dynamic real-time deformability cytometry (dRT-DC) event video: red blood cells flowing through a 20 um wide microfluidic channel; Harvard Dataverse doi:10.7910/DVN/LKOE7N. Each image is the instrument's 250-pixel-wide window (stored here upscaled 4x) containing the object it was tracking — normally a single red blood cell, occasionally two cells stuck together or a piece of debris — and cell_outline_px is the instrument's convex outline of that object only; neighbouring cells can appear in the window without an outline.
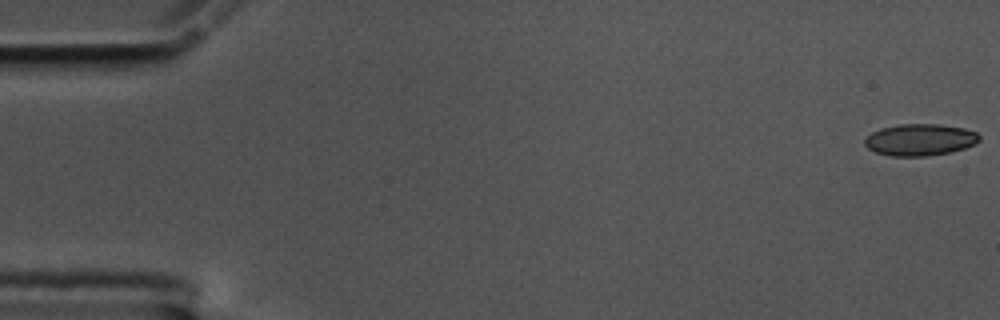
{"species": "common noctule bat (a hibernating species)", "species_latin": "Nyctalus noctula", "temperature_condition": "cold", "stored_images_in_passage": 57, "camera_frame_rate_fps": 3000, "um_per_image_px": 0.085, "animal": {"sex": "male", "body_mass_g": 17.5, "forearm_length_mm": 52.3}, "frame": {"image": 1, "passage_image": 1, "time_ms": 0.0, "image_size_px": [1000, 320], "cell_outline_px": [[980, 140], [976, 144], [964, 148], [948, 152], [924, 156], [892, 156], [876, 152], [868, 148], [864, 144], [864, 140], [872, 132], [880, 128], [900, 124], [940, 124], [964, 128], [976, 132], [980, 136]], "centroid_in_image_um": [78.2, 11.87], "position_along_channel_um": 6.8, "area_um2": 21.15}}
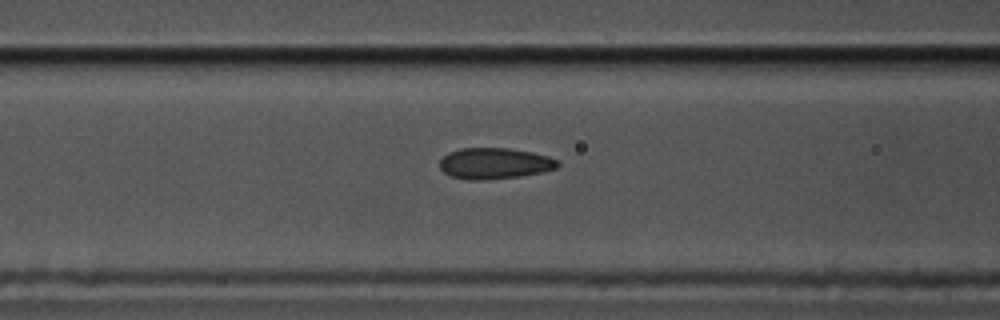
{"frame": {"image": 2, "passage_image": 23, "time_ms": 7.333, "image_size_px": [1000, 320], "cell_outline_px": [[560, 164], [556, 168], [540, 172], [520, 176], [480, 180], [468, 180], [452, 176], [444, 172], [440, 168], [440, 160], [448, 152], [460, 148], [508, 148], [532, 152], [548, 156], [556, 160]], "centroid_in_image_um": [42.01, 13.88], "position_along_channel_um": 124.6, "area_um2": 21.21}}
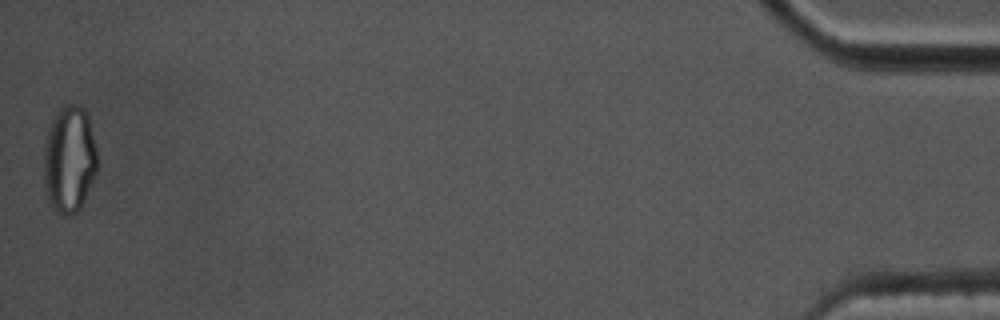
{"frame": {"image": 3, "passage_image": 57, "time_ms": 18.667, "image_size_px": [1000, 320], "cell_outline_px": [[96, 172], [80, 208], [76, 212], [68, 216], [64, 216], [48, 200], [44, 188], [44, 144], [52, 120], [56, 112], [60, 108], [68, 104], [76, 104], [84, 108], [88, 116], [96, 148]], "centroid_in_image_um": [5.88, 13.52], "position_along_channel_um": 429.3, "area_um2": 33.0}, "authors_computed_cell_mechanics": {"area_um2": 21.3282, "velocity_mm_per_s": 3.5287, "shape_relaxation_time_tau1_ms": null, "shape_relaxation_time_tau2_ms": 3.0931, "deformation_change_tau1": null, "deformation_change_tau2": 0.0918}}